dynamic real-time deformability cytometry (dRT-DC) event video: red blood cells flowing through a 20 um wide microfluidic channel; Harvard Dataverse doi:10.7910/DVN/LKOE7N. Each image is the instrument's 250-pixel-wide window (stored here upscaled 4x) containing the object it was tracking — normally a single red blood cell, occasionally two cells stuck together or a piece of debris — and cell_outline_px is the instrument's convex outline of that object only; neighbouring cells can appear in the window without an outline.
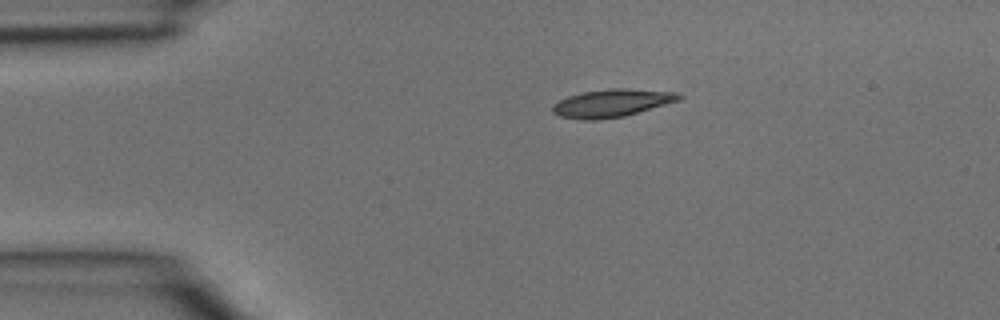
{"species": "common noctule bat (a hibernating species)", "species_latin": "Nyctalus noctula", "temperature_condition": "room temperature", "stored_images_in_passage": 2, "camera_frame_rate_fps": 3000, "um_per_image_px": 0.085, "animal": {"sex": "male", "body_mass_g": 15.6}, "frame": {"image": 1, "passage_image": 1, "time_ms": 0.0, "image_size_px": [1000, 320], "cell_outline_px": [[684, 96], [680, 100], [624, 116], [596, 120], [580, 120], [560, 116], [552, 112], [552, 108], [560, 100], [568, 96], [584, 92], [612, 88], [624, 88], [676, 92]], "centroid_in_image_um": [52.02, 8.76], "position_along_channel_um": 33.0, "area_um2": 20.29}}